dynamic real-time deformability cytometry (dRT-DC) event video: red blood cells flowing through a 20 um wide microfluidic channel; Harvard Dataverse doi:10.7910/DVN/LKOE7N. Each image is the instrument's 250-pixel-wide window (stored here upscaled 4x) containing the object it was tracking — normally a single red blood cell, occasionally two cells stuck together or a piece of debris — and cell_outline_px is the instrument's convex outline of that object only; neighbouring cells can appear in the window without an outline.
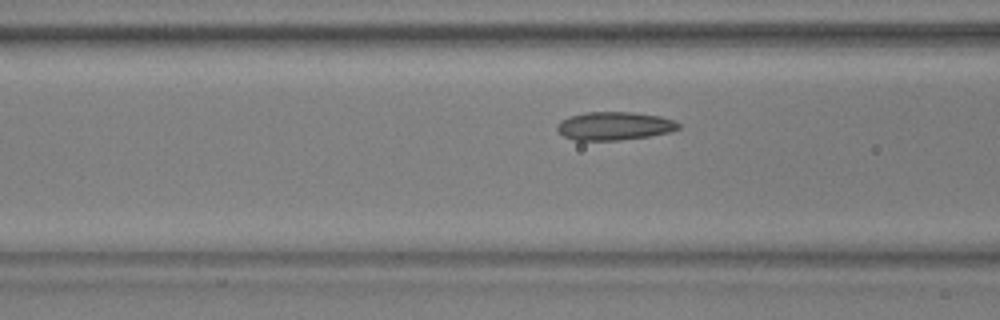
{"species": "common noctule bat (a hibernating species)", "species_latin": "Nyctalus noctula", "temperature_condition": "warm", "stored_images_in_passage": 46, "camera_frame_rate_fps": 3000, "um_per_image_px": 0.085, "animal": {"sex": "male", "body_mass_g": 17.9, "forearm_length_mm": 54.2}, "frame": {"image": 1, "passage_image": 17, "time_ms": 5.333, "image_size_px": [1000, 320], "cell_outline_px": [[680, 128], [672, 132], [648, 136], [620, 140], [576, 140], [564, 136], [556, 132], [556, 124], [560, 120], [568, 116], [588, 112], [632, 112], [660, 116], [672, 120], [680, 124]], "centroid_in_image_um": [52.19, 10.7], "position_along_channel_um": 114.4, "area_um2": 20.11}}
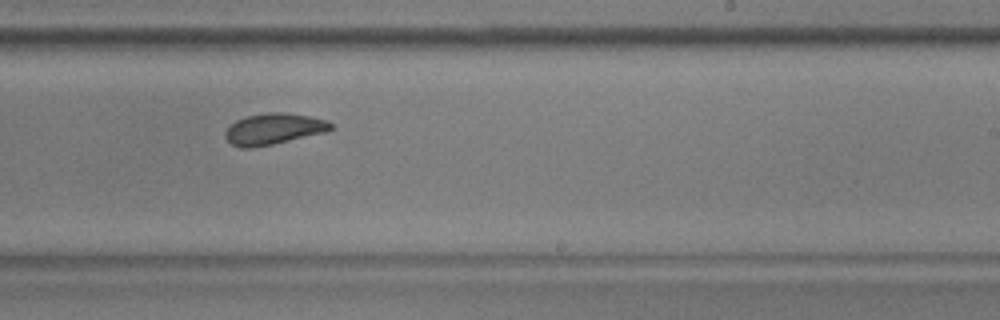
{"frame": {"image": 2, "passage_image": 29, "time_ms": 9.333, "image_size_px": [1000, 320], "cell_outline_px": [[332, 128], [328, 132], [272, 144], [252, 148], [240, 148], [232, 144], [224, 136], [224, 132], [236, 120], [248, 116], [272, 112], [284, 112], [312, 116], [328, 120], [332, 124]], "centroid_in_image_um": [23.3, 10.96], "position_along_channel_um": 265.7, "area_um2": 19.19}}
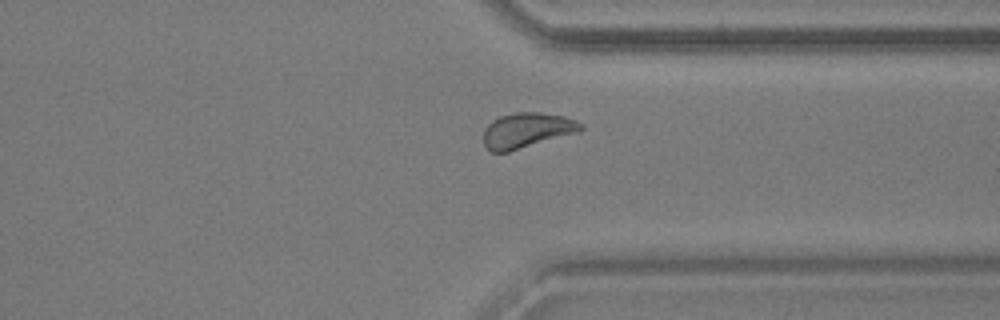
{"frame": {"image": 3, "passage_image": 37, "time_ms": 12.0, "image_size_px": [1000, 320], "cell_outline_px": [[584, 128], [580, 132], [508, 152], [492, 152], [484, 144], [484, 128], [492, 120], [500, 116], [516, 112], [540, 112], [564, 116], [576, 120], [584, 124]], "centroid_in_image_um": [44.82, 11.07], "position_along_channel_um": 366.6, "area_um2": 20.11}}